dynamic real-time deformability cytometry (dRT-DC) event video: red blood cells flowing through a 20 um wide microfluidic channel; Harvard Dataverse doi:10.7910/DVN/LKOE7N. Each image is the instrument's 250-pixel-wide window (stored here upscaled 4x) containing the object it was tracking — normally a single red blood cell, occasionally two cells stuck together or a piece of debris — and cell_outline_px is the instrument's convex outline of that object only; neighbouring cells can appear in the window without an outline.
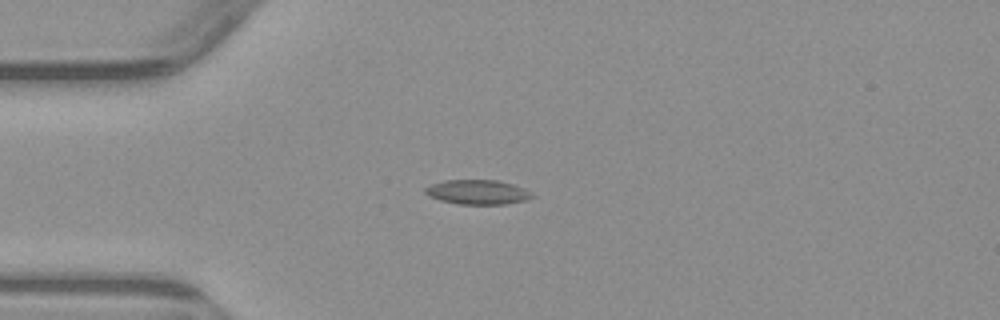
{"species": "common noctule bat (a hibernating species)", "species_latin": "Nyctalus noctula", "temperature_condition": "warm", "stored_images_in_passage": 5, "camera_frame_rate_fps": 3000, "um_per_image_px": 0.085, "animal": {"sex": "male", "body_mass_g": 23.1, "forearm_length_mm": 52.7}, "frame": {"image": 1, "passage_image": 3, "time_ms": 2.667, "image_size_px": [1000, 320], "cell_outline_px": [[536, 196], [528, 200], [504, 204], [460, 204], [440, 200], [428, 196], [424, 192], [424, 188], [432, 184], [444, 180], [496, 180], [512, 184], [524, 188], [532, 192]], "centroid_in_image_um": [40.62, 16.33], "position_along_channel_um": 44.4, "area_um2": 15.37}}
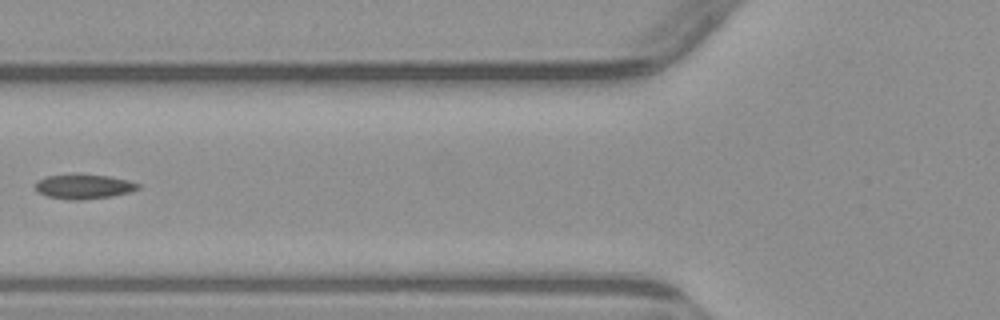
{"frame": {"image": 2, "passage_image": 5, "time_ms": 5.0, "image_size_px": [1000, 320], "cell_outline_px": [[140, 188], [128, 192], [112, 196], [80, 200], [68, 200], [48, 196], [40, 192], [36, 188], [36, 184], [44, 176], [108, 176], [128, 180], [140, 184]], "centroid_in_image_um": [7.16, 15.89], "position_along_channel_um": 118.6, "area_um2": 14.05}}